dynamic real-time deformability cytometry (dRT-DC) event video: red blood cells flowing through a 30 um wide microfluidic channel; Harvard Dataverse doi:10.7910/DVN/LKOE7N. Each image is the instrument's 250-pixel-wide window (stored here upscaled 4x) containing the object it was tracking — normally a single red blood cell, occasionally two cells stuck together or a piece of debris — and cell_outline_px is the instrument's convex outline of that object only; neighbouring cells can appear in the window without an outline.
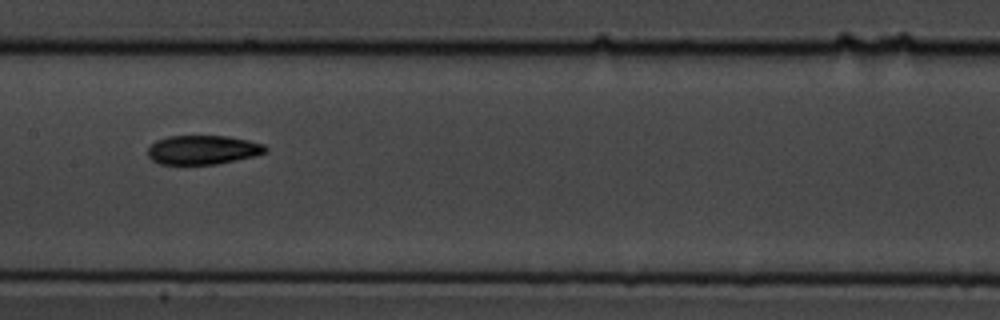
{"species": "common noctule bat (a hibernating species)", "species_latin": "Nyctalus noctula", "temperature_condition": "cold", "stored_images_in_passage": 15, "camera_frame_rate_fps": 3000, "um_per_image_px": 0.085, "animal": {"sex": "male", "body_mass_g": 19.5, "forearm_length_mm": 54.6}, "frame": {"image": 1, "passage_image": 9, "time_ms": 9.333, "image_size_px": [1000, 320], "cell_outline_px": [[268, 152], [256, 156], [216, 164], [160, 164], [152, 160], [148, 156], [148, 148], [156, 140], [168, 136], [228, 136], [248, 140], [264, 144], [268, 148]], "centroid_in_image_um": [17.27, 12.73], "position_along_channel_um": 190.1, "area_um2": 20.06}}
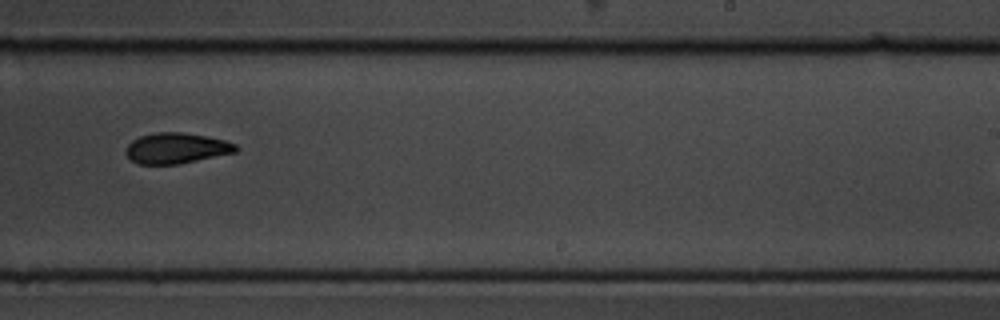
{"frame": {"image": 2, "passage_image": 11, "time_ms": 11.667, "image_size_px": [1000, 320], "cell_outline_px": [[240, 148], [236, 152], [180, 164], [140, 164], [132, 160], [124, 152], [128, 144], [132, 140], [140, 136], [156, 132], [180, 132], [204, 136], [224, 140], [236, 144]], "centroid_in_image_um": [14.99, 12.6], "position_along_channel_um": 274.0, "area_um2": 19.59}}
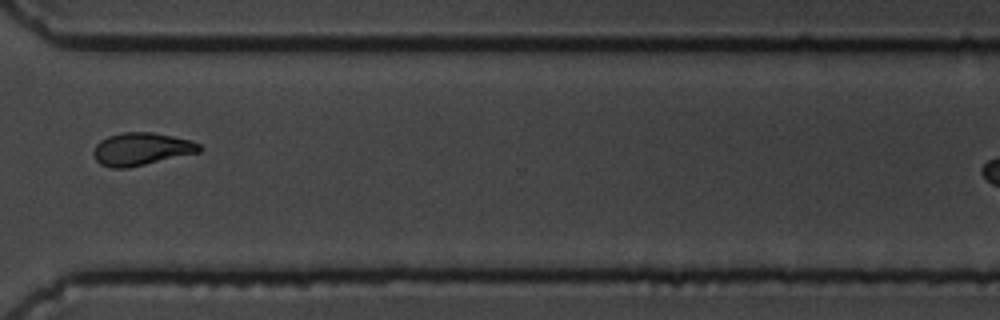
{"frame": {"image": 3, "passage_image": 13, "time_ms": 14.0, "image_size_px": [1000, 320], "cell_outline_px": [[200, 152], [128, 168], [112, 168], [100, 164], [96, 160], [92, 152], [96, 144], [100, 140], [108, 136], [124, 132], [152, 132], [192, 140], [200, 144]], "centroid_in_image_um": [12.0, 12.67], "position_along_channel_um": 358.6, "area_um2": 20.17}, "authors_computed_cell_mechanics": {"area_um2": 19.7098, "velocity_mm_per_s": 3.6193, "shape_relaxation_time_tau1_ms": 4.0945, "shape_relaxation_time_tau2_ms": 3.0422, "deformation_change_tau1": 0.1259, "deformation_change_tau2": 0.0804}}